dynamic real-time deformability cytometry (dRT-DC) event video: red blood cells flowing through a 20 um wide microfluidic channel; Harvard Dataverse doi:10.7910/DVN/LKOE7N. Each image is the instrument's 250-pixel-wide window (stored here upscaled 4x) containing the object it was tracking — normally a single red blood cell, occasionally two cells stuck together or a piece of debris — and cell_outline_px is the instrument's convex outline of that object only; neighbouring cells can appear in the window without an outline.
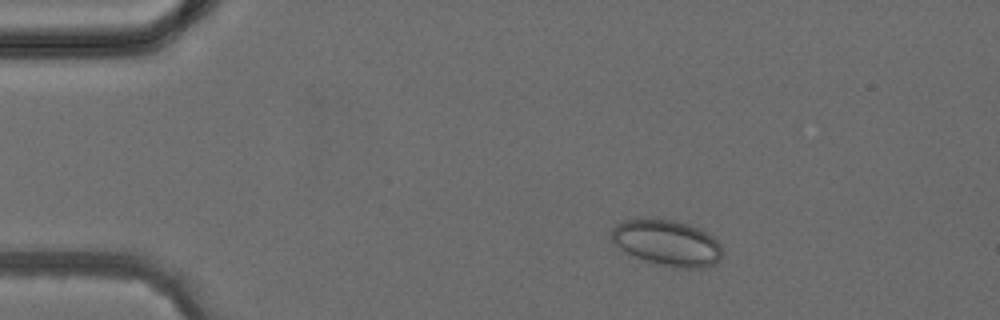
{"species": "common noctule bat (a hibernating species)", "species_latin": "Nyctalus noctula", "temperature_condition": "cold", "stored_images_in_passage": 4, "camera_frame_rate_fps": 3000, "um_per_image_px": 0.085, "animal": {"sex": "female", "body_mass_g": 24.6, "forearm_length_mm": 56.2}, "frame": {"image": 1, "passage_image": 2, "time_ms": 1.333, "image_size_px": [1000, 320], "cell_outline_px": [[720, 260], [716, 264], [704, 268], [672, 268], [644, 260], [620, 248], [612, 240], [612, 228], [616, 224], [624, 220], [644, 216], [652, 216], [672, 220], [688, 224], [700, 228], [712, 236], [720, 244]], "centroid_in_image_um": [56.7, 20.61], "position_along_channel_um": 28.3, "area_um2": 30.06}}